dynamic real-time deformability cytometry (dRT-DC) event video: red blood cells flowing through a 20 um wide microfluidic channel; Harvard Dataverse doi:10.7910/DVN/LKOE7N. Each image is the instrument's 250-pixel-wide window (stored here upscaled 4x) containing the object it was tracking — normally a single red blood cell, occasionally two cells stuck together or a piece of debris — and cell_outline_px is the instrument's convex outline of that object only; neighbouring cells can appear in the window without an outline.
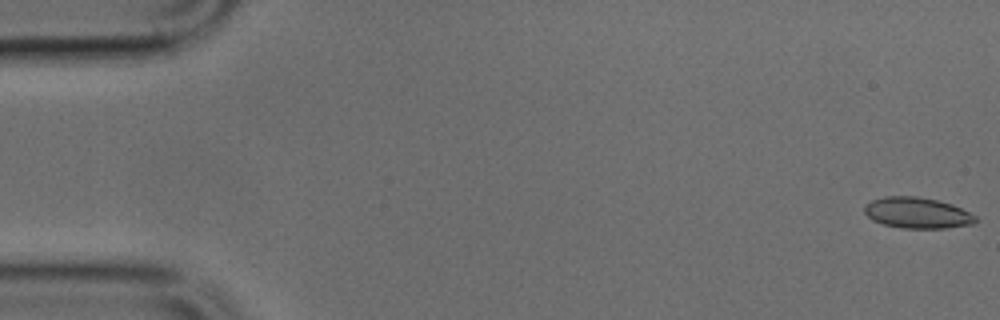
{"species": "common noctule bat (a hibernating species)", "species_latin": "Nyctalus noctula", "temperature_condition": "cold", "stored_images_in_passage": 49, "camera_frame_rate_fps": 3000, "um_per_image_px": 0.085, "animal": {"sex": "male", "body_mass_g": 17.9, "forearm_length_mm": 54.2}, "frame": {"image": 1, "passage_image": 1, "time_ms": 0.0, "image_size_px": [1000, 320], "cell_outline_px": [[976, 220], [972, 224], [944, 228], [900, 228], [884, 224], [872, 220], [864, 212], [864, 204], [872, 200], [884, 196], [916, 196], [936, 200], [952, 204], [976, 216]], "centroid_in_image_um": [77.92, 18.09], "position_along_channel_um": 7.1, "area_um2": 19.94}}
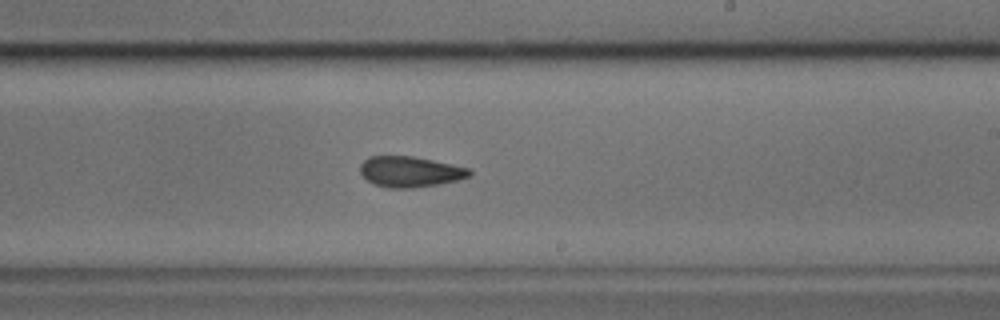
{"frame": {"image": 2, "passage_image": 29, "time_ms": 9.333, "image_size_px": [1000, 320], "cell_outline_px": [[472, 176], [460, 180], [440, 184], [412, 188], [388, 188], [376, 184], [368, 180], [360, 172], [360, 164], [368, 156], [412, 156], [472, 168]], "centroid_in_image_um": [34.91, 14.59], "position_along_channel_um": 254.1, "area_um2": 19.71}}
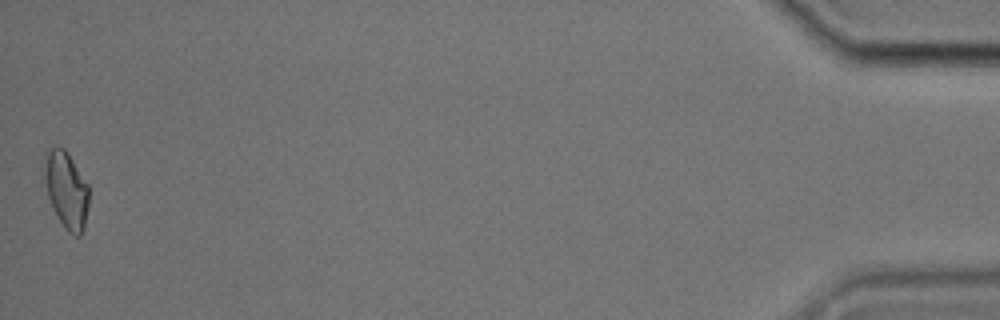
{"frame": {"image": 3, "passage_image": 49, "time_ms": 16.0, "image_size_px": [1000, 320], "cell_outline_px": [[88, 204], [84, 228], [80, 236], [76, 236], [68, 232], [64, 228], [48, 196], [44, 176], [44, 172], [48, 152], [52, 148], [64, 148], [68, 152], [88, 184]], "centroid_in_image_um": [5.67, 16.17], "position_along_channel_um": 429.5, "area_um2": 19.36}}